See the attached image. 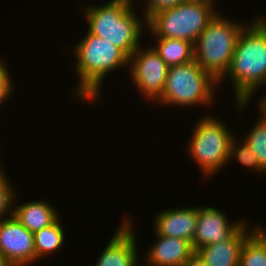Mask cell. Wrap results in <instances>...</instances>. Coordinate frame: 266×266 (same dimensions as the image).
<instances>
[{
  "instance_id": "1",
  "label": "cell",
  "mask_w": 266,
  "mask_h": 266,
  "mask_svg": "<svg viewBox=\"0 0 266 266\" xmlns=\"http://www.w3.org/2000/svg\"><path fill=\"white\" fill-rule=\"evenodd\" d=\"M249 24L238 37L229 69L218 81L230 77L235 109L240 112L252 101L256 90L266 85V19L256 15Z\"/></svg>"
},
{
  "instance_id": "2",
  "label": "cell",
  "mask_w": 266,
  "mask_h": 266,
  "mask_svg": "<svg viewBox=\"0 0 266 266\" xmlns=\"http://www.w3.org/2000/svg\"><path fill=\"white\" fill-rule=\"evenodd\" d=\"M75 49V50H74ZM76 57L79 84L75 89L78 99L95 102L101 94L105 75L115 69L128 66L129 57L107 39L92 35L89 31L73 48Z\"/></svg>"
},
{
  "instance_id": "3",
  "label": "cell",
  "mask_w": 266,
  "mask_h": 266,
  "mask_svg": "<svg viewBox=\"0 0 266 266\" xmlns=\"http://www.w3.org/2000/svg\"><path fill=\"white\" fill-rule=\"evenodd\" d=\"M135 12L133 2L129 0H111L98 6L91 4L83 11L88 31L107 39L128 57L142 45L140 37L146 25V19L141 20Z\"/></svg>"
},
{
  "instance_id": "4",
  "label": "cell",
  "mask_w": 266,
  "mask_h": 266,
  "mask_svg": "<svg viewBox=\"0 0 266 266\" xmlns=\"http://www.w3.org/2000/svg\"><path fill=\"white\" fill-rule=\"evenodd\" d=\"M245 26V23L225 19L218 13L197 37L194 60L217 81L229 69L238 37Z\"/></svg>"
},
{
  "instance_id": "5",
  "label": "cell",
  "mask_w": 266,
  "mask_h": 266,
  "mask_svg": "<svg viewBox=\"0 0 266 266\" xmlns=\"http://www.w3.org/2000/svg\"><path fill=\"white\" fill-rule=\"evenodd\" d=\"M218 81L195 60L169 67L162 95L155 101L163 105L198 106L208 108L214 100Z\"/></svg>"
},
{
  "instance_id": "6",
  "label": "cell",
  "mask_w": 266,
  "mask_h": 266,
  "mask_svg": "<svg viewBox=\"0 0 266 266\" xmlns=\"http://www.w3.org/2000/svg\"><path fill=\"white\" fill-rule=\"evenodd\" d=\"M214 5L186 0L153 14L146 25L155 38H175L195 43L197 37L219 13Z\"/></svg>"
},
{
  "instance_id": "7",
  "label": "cell",
  "mask_w": 266,
  "mask_h": 266,
  "mask_svg": "<svg viewBox=\"0 0 266 266\" xmlns=\"http://www.w3.org/2000/svg\"><path fill=\"white\" fill-rule=\"evenodd\" d=\"M223 123L214 116L204 115L193 128L188 154L205 177L215 175L228 164L230 143L237 135Z\"/></svg>"
},
{
  "instance_id": "8",
  "label": "cell",
  "mask_w": 266,
  "mask_h": 266,
  "mask_svg": "<svg viewBox=\"0 0 266 266\" xmlns=\"http://www.w3.org/2000/svg\"><path fill=\"white\" fill-rule=\"evenodd\" d=\"M128 65L139 92L145 99L155 102L164 91L169 66L153 47L144 50L141 45L129 57Z\"/></svg>"
},
{
  "instance_id": "9",
  "label": "cell",
  "mask_w": 266,
  "mask_h": 266,
  "mask_svg": "<svg viewBox=\"0 0 266 266\" xmlns=\"http://www.w3.org/2000/svg\"><path fill=\"white\" fill-rule=\"evenodd\" d=\"M0 253L15 266L35 263L34 233L11 216L0 223Z\"/></svg>"
},
{
  "instance_id": "10",
  "label": "cell",
  "mask_w": 266,
  "mask_h": 266,
  "mask_svg": "<svg viewBox=\"0 0 266 266\" xmlns=\"http://www.w3.org/2000/svg\"><path fill=\"white\" fill-rule=\"evenodd\" d=\"M244 223H229L225 213L215 207H199L193 249L228 240Z\"/></svg>"
},
{
  "instance_id": "11",
  "label": "cell",
  "mask_w": 266,
  "mask_h": 266,
  "mask_svg": "<svg viewBox=\"0 0 266 266\" xmlns=\"http://www.w3.org/2000/svg\"><path fill=\"white\" fill-rule=\"evenodd\" d=\"M123 222L102 251L95 266H137L139 255L136 235L129 216ZM126 220V221H125Z\"/></svg>"
},
{
  "instance_id": "12",
  "label": "cell",
  "mask_w": 266,
  "mask_h": 266,
  "mask_svg": "<svg viewBox=\"0 0 266 266\" xmlns=\"http://www.w3.org/2000/svg\"><path fill=\"white\" fill-rule=\"evenodd\" d=\"M198 214V206L162 210L154 217L155 234L188 240L193 246Z\"/></svg>"
},
{
  "instance_id": "13",
  "label": "cell",
  "mask_w": 266,
  "mask_h": 266,
  "mask_svg": "<svg viewBox=\"0 0 266 266\" xmlns=\"http://www.w3.org/2000/svg\"><path fill=\"white\" fill-rule=\"evenodd\" d=\"M249 224L244 223L228 240L202 246L197 250L203 256L207 266H239L241 248L245 240L259 227L249 231ZM248 230V231H247ZM249 232V233H248Z\"/></svg>"
},
{
  "instance_id": "14",
  "label": "cell",
  "mask_w": 266,
  "mask_h": 266,
  "mask_svg": "<svg viewBox=\"0 0 266 266\" xmlns=\"http://www.w3.org/2000/svg\"><path fill=\"white\" fill-rule=\"evenodd\" d=\"M155 235L158 237L157 241L148 250L144 262L148 266H182L194 250L188 240Z\"/></svg>"
},
{
  "instance_id": "15",
  "label": "cell",
  "mask_w": 266,
  "mask_h": 266,
  "mask_svg": "<svg viewBox=\"0 0 266 266\" xmlns=\"http://www.w3.org/2000/svg\"><path fill=\"white\" fill-rule=\"evenodd\" d=\"M13 217L27 230L35 233L59 219L57 209L50 203L37 200L13 206Z\"/></svg>"
},
{
  "instance_id": "16",
  "label": "cell",
  "mask_w": 266,
  "mask_h": 266,
  "mask_svg": "<svg viewBox=\"0 0 266 266\" xmlns=\"http://www.w3.org/2000/svg\"><path fill=\"white\" fill-rule=\"evenodd\" d=\"M152 46L158 55L169 66L189 63L194 60V43L175 38H156Z\"/></svg>"
},
{
  "instance_id": "17",
  "label": "cell",
  "mask_w": 266,
  "mask_h": 266,
  "mask_svg": "<svg viewBox=\"0 0 266 266\" xmlns=\"http://www.w3.org/2000/svg\"><path fill=\"white\" fill-rule=\"evenodd\" d=\"M239 266H266V228L259 226L244 242Z\"/></svg>"
},
{
  "instance_id": "18",
  "label": "cell",
  "mask_w": 266,
  "mask_h": 266,
  "mask_svg": "<svg viewBox=\"0 0 266 266\" xmlns=\"http://www.w3.org/2000/svg\"><path fill=\"white\" fill-rule=\"evenodd\" d=\"M59 221L57 219L53 224L34 233L35 262L56 252V250L62 247L66 238L64 229Z\"/></svg>"
},
{
  "instance_id": "19",
  "label": "cell",
  "mask_w": 266,
  "mask_h": 266,
  "mask_svg": "<svg viewBox=\"0 0 266 266\" xmlns=\"http://www.w3.org/2000/svg\"><path fill=\"white\" fill-rule=\"evenodd\" d=\"M258 122L242 139L257 156L261 168L266 172V110L261 109Z\"/></svg>"
},
{
  "instance_id": "20",
  "label": "cell",
  "mask_w": 266,
  "mask_h": 266,
  "mask_svg": "<svg viewBox=\"0 0 266 266\" xmlns=\"http://www.w3.org/2000/svg\"><path fill=\"white\" fill-rule=\"evenodd\" d=\"M239 141L240 142L238 144V139L236 136L232 139L228 154V162L231 161L232 158L236 157L238 159L237 161L247 169L252 168L254 172L256 171V173L257 171L259 173H265V171L261 168L255 153L250 150L248 145L242 141L241 138H239Z\"/></svg>"
},
{
  "instance_id": "21",
  "label": "cell",
  "mask_w": 266,
  "mask_h": 266,
  "mask_svg": "<svg viewBox=\"0 0 266 266\" xmlns=\"http://www.w3.org/2000/svg\"><path fill=\"white\" fill-rule=\"evenodd\" d=\"M7 174L0 172V223L5 219L10 218L13 216V207L16 204L15 198L17 195L14 188L12 187L11 183L9 182ZM15 202L14 204H12ZM12 207V209H10ZM9 212V214H8ZM4 215V218H2ZM7 215V218H6ZM10 215V216H8Z\"/></svg>"
},
{
  "instance_id": "22",
  "label": "cell",
  "mask_w": 266,
  "mask_h": 266,
  "mask_svg": "<svg viewBox=\"0 0 266 266\" xmlns=\"http://www.w3.org/2000/svg\"><path fill=\"white\" fill-rule=\"evenodd\" d=\"M7 66L4 61L0 60V105L8 100V97L12 96L14 90L13 81L10 79L11 75H9Z\"/></svg>"
},
{
  "instance_id": "23",
  "label": "cell",
  "mask_w": 266,
  "mask_h": 266,
  "mask_svg": "<svg viewBox=\"0 0 266 266\" xmlns=\"http://www.w3.org/2000/svg\"><path fill=\"white\" fill-rule=\"evenodd\" d=\"M184 1L186 0H148V2H145L147 4L145 5L143 16L147 21L153 14L175 7Z\"/></svg>"
},
{
  "instance_id": "24",
  "label": "cell",
  "mask_w": 266,
  "mask_h": 266,
  "mask_svg": "<svg viewBox=\"0 0 266 266\" xmlns=\"http://www.w3.org/2000/svg\"><path fill=\"white\" fill-rule=\"evenodd\" d=\"M182 266H207L201 253L194 249L189 257L183 262Z\"/></svg>"
},
{
  "instance_id": "25",
  "label": "cell",
  "mask_w": 266,
  "mask_h": 266,
  "mask_svg": "<svg viewBox=\"0 0 266 266\" xmlns=\"http://www.w3.org/2000/svg\"><path fill=\"white\" fill-rule=\"evenodd\" d=\"M0 266H15L0 253Z\"/></svg>"
},
{
  "instance_id": "26",
  "label": "cell",
  "mask_w": 266,
  "mask_h": 266,
  "mask_svg": "<svg viewBox=\"0 0 266 266\" xmlns=\"http://www.w3.org/2000/svg\"><path fill=\"white\" fill-rule=\"evenodd\" d=\"M259 100L260 101L258 102L259 103L258 107L261 108V109H265L266 108V96L263 95L262 99H259Z\"/></svg>"
},
{
  "instance_id": "27",
  "label": "cell",
  "mask_w": 266,
  "mask_h": 266,
  "mask_svg": "<svg viewBox=\"0 0 266 266\" xmlns=\"http://www.w3.org/2000/svg\"><path fill=\"white\" fill-rule=\"evenodd\" d=\"M190 1L204 2V3L210 4V5H214L213 4L214 0H190Z\"/></svg>"
},
{
  "instance_id": "28",
  "label": "cell",
  "mask_w": 266,
  "mask_h": 266,
  "mask_svg": "<svg viewBox=\"0 0 266 266\" xmlns=\"http://www.w3.org/2000/svg\"><path fill=\"white\" fill-rule=\"evenodd\" d=\"M0 164H1V162H0ZM3 170H4V169L2 168V166H0V172H3Z\"/></svg>"
}]
</instances>
